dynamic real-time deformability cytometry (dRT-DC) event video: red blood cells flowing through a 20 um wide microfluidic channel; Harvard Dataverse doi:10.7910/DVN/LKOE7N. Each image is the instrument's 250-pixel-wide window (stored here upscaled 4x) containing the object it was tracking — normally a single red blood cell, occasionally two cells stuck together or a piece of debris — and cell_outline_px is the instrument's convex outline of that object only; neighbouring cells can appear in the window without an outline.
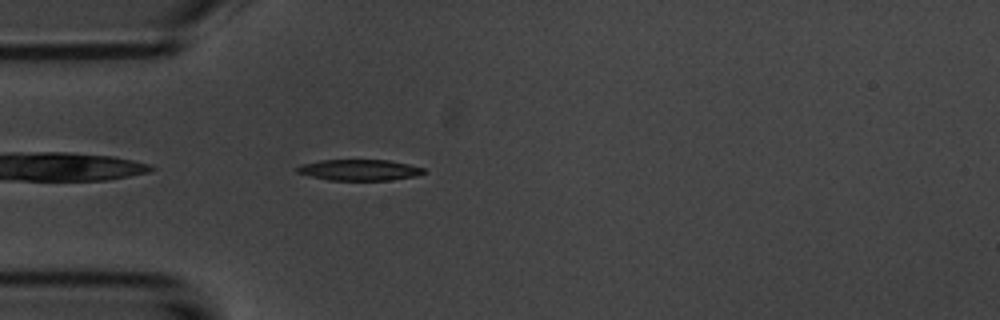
{"species": "common noctule bat (a hibernating species)", "species_latin": "Nyctalus noctula", "temperature_condition": "room temperature", "stored_images_in_passage": 1, "camera_frame_rate_fps": 3000, "um_per_image_px": 0.085, "animal": {"sex": "male", "body_mass_g": 20.1, "forearm_length_mm": 53.5}, "frame": {"image": 1, "passage_image": 1, "time_ms": 0.0, "image_size_px": [1000, 320], "cell_outline_px": [[428, 172], [416, 176], [388, 180], [328, 180], [296, 172], [296, 168], [300, 164], [320, 160], [388, 160], [408, 164], [424, 168]], "centroid_in_image_um": [30.55, 14.44], "position_along_channel_um": 54.4, "area_um2": 15.49}}